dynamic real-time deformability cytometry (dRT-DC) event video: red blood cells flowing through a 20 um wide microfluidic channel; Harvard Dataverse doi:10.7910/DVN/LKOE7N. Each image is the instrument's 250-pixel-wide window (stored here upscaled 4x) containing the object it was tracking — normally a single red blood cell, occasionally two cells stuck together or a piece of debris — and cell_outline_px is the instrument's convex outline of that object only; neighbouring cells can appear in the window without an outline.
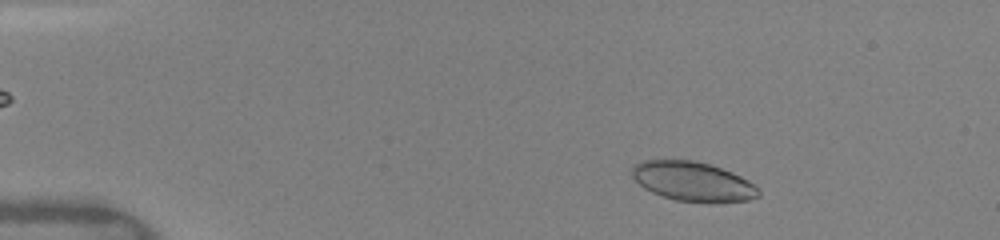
{"species": "human", "species_latin": "Homo sapiens", "temperature_condition": "warm", "stored_images_in_passage": 47, "camera_frame_rate_fps": 3000, "um_per_image_px": 0.085, "donor": {"sex": "female"}, "frame": {"image": 1, "passage_image": 5, "time_ms": 1.333, "image_size_px": [1000, 240], "cell_outline_px": [[760, 196], [748, 200], [712, 204], [708, 204], [676, 200], [652, 192], [644, 188], [632, 176], [632, 168], [636, 164], [644, 160], [692, 160], [708, 164], [732, 172], [748, 180], [760, 192]], "centroid_in_image_um": [58.92, 15.45], "position_along_channel_um": 26.1, "area_um2": 29.07}}
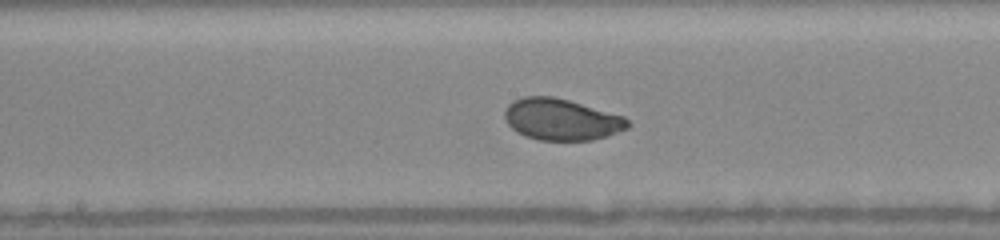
{"frame": {"image": 2, "passage_image": 24, "time_ms": 7.667, "image_size_px": [1000, 240], "cell_outline_px": [[632, 124], [628, 128], [592, 140], [540, 140], [524, 136], [516, 132], [508, 124], [504, 116], [504, 112], [508, 104], [524, 96], [552, 96], [568, 100], [624, 116]], "centroid_in_image_um": [47.7, 10.15], "position_along_channel_um": 200.5, "area_um2": 29.59}}
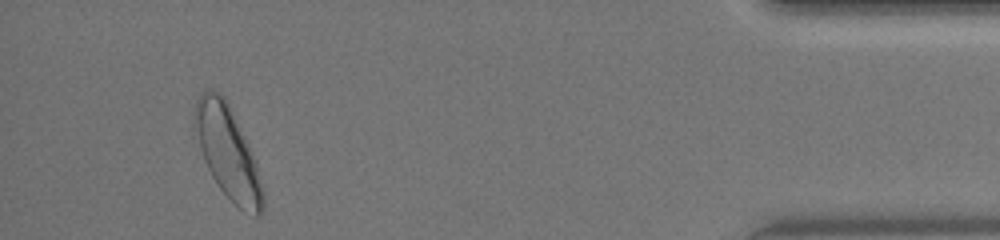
{"frame": {"image": 3, "passage_image": 44, "time_ms": 14.333, "image_size_px": [1000, 240], "cell_outline_px": [[264, 208], [260, 216], [256, 216], [244, 212], [220, 188], [212, 176], [204, 160], [192, 124], [192, 112], [196, 100], [200, 92], [204, 88], [212, 88], [220, 92], [224, 96], [248, 144], [264, 192]], "centroid_in_image_um": [19.3, 12.88], "position_along_channel_um": 415.9, "area_um2": 36.47}, "authors_computed_cell_mechanics": {"area_um2": 30.1138, "velocity_mm_per_s": 4.0729, "shape_relaxation_time_tau1_ms": 2.6105, "shape_relaxation_time_tau2_ms": 0.6537, "deformation_change_tau1": 0.1195, "deformation_change_tau2": 0.0508}}